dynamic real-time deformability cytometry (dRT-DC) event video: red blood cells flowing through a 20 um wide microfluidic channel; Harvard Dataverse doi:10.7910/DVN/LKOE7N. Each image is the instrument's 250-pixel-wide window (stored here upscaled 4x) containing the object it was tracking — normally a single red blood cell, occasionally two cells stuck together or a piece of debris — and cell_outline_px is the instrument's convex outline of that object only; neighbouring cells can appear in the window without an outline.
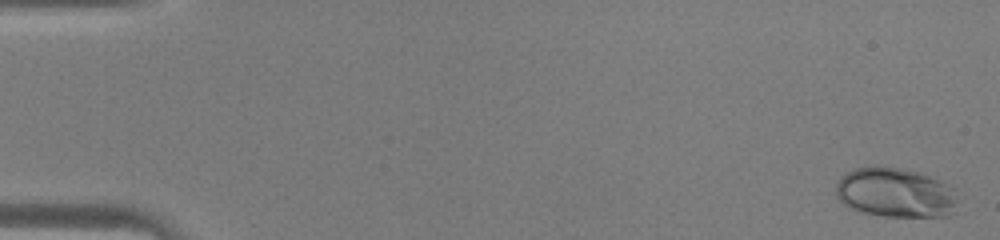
{"species": "human", "species_latin": "Homo sapiens", "temperature_condition": "warm", "stored_images_in_passage": 46, "camera_frame_rate_fps": 3000, "um_per_image_px": 0.085, "donor": {"sex": "male"}, "frame": {"image": 1, "passage_image": 2, "time_ms": 0.333, "image_size_px": [1000, 240], "cell_outline_px": [[956, 200], [948, 216], [884, 216], [864, 212], [852, 208], [844, 204], [836, 196], [836, 184], [840, 176], [856, 168], [872, 164], [900, 168], [920, 172], [940, 180], [952, 188]], "centroid_in_image_um": [76.04, 16.34], "position_along_channel_um": 9.0, "area_um2": 35.08}}
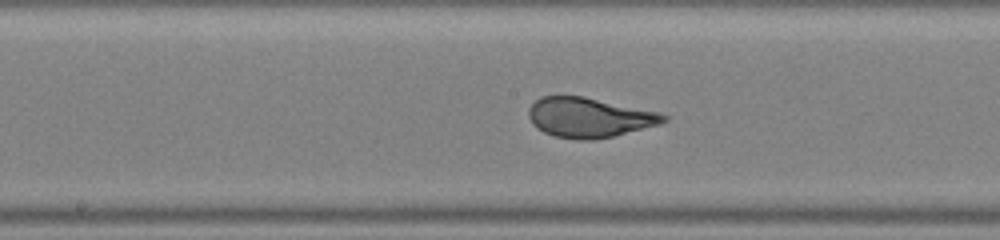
{"frame": {"image": 2, "passage_image": 25, "time_ms": 8.0, "image_size_px": [1000, 240], "cell_outline_px": [[668, 120], [660, 124], [596, 140], [580, 140], [556, 136], [544, 132], [536, 128], [532, 124], [528, 116], [528, 108], [540, 96], [584, 96], [660, 112], [668, 116]], "centroid_in_image_um": [50.08, 9.98], "position_along_channel_um": 198.1, "area_um2": 31.39}}
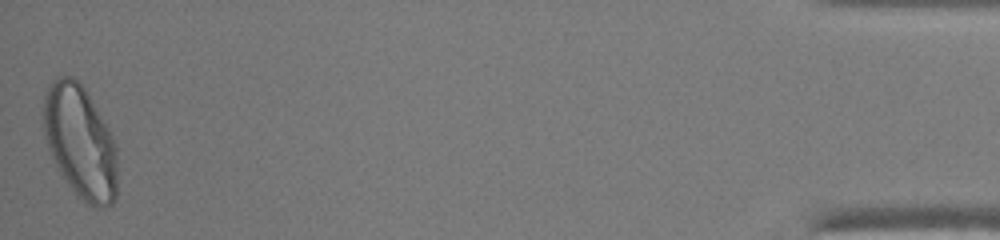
{"frame": {"image": 3, "passage_image": 46, "time_ms": 15.0, "image_size_px": [1000, 240], "cell_outline_px": [[116, 200], [112, 204], [104, 208], [96, 208], [88, 204], [76, 196], [56, 164], [48, 148], [44, 132], [44, 92], [48, 84], [56, 76], [72, 76], [84, 88], [96, 108], [112, 136], [116, 144]], "centroid_in_image_um": [6.81, 12.08], "position_along_channel_um": 428.4, "area_um2": 48.38}}